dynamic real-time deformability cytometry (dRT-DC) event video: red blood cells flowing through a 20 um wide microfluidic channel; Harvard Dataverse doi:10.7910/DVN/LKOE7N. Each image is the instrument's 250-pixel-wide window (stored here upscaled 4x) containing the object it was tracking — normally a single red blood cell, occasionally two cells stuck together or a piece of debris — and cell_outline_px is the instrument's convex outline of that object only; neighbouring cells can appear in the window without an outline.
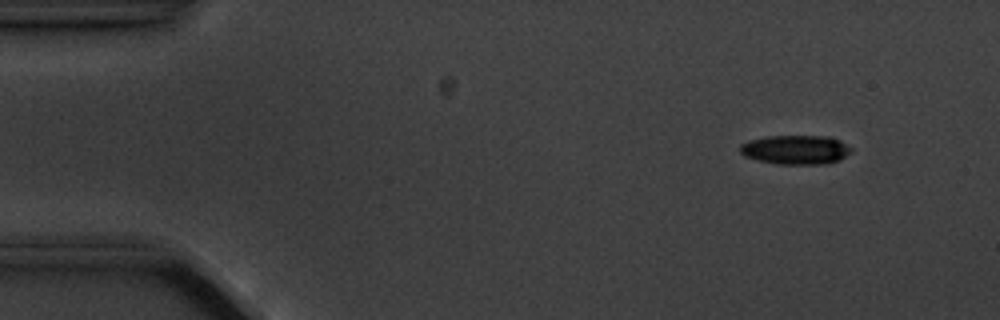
{"species": "common noctule bat (a hibernating species)", "species_latin": "Nyctalus noctula", "temperature_condition": "cold", "stored_images_in_passage": 4, "camera_frame_rate_fps": 3000, "um_per_image_px": 0.085, "animal": {"sex": "male", "body_mass_g": 20.1, "forearm_length_mm": 53.5}, "frame": {"image": 1, "passage_image": 2, "time_ms": 1.0, "image_size_px": [1000, 320], "cell_outline_px": [[852, 152], [840, 160], [824, 164], [776, 164], [744, 156], [740, 152], [740, 144], [748, 140], [768, 136], [828, 136], [840, 140], [852, 148]], "centroid_in_image_um": [67.65, 12.72], "position_along_channel_um": 17.4, "area_um2": 19.02}}